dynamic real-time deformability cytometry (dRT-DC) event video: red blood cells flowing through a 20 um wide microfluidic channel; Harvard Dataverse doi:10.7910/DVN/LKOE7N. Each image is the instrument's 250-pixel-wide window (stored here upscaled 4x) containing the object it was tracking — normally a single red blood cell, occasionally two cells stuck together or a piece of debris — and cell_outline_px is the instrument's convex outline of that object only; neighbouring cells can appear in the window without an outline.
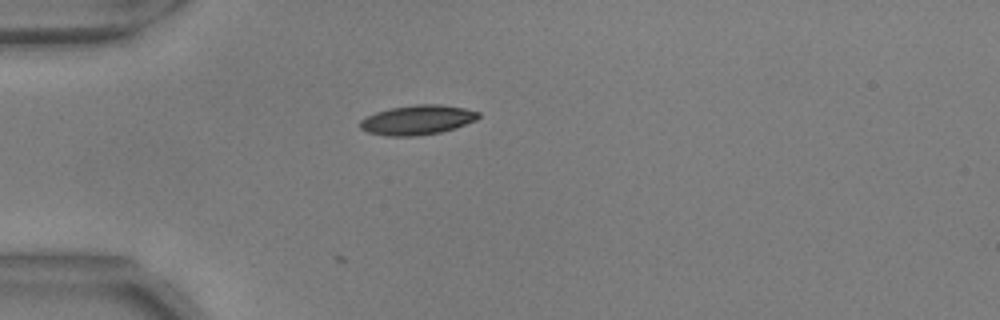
{"species": "common noctule bat (a hibernating species)", "species_latin": "Nyctalus noctula", "temperature_condition": "warm", "stored_images_in_passage": 3, "camera_frame_rate_fps": 3000, "um_per_image_px": 0.085, "animal": {"sex": "male", "body_mass_g": 17.9, "forearm_length_mm": 54.2}, "frame": {"image": 1, "passage_image": 1, "time_ms": 0.0, "image_size_px": [1000, 320], "cell_outline_px": [[480, 116], [476, 120], [456, 128], [440, 132], [416, 136], [384, 136], [368, 132], [360, 128], [360, 120], [376, 112], [392, 108], [416, 104], [440, 104], [464, 108], [480, 112]], "centroid_in_image_um": [35.5, 10.2], "position_along_channel_um": 49.5, "area_um2": 20.4}}